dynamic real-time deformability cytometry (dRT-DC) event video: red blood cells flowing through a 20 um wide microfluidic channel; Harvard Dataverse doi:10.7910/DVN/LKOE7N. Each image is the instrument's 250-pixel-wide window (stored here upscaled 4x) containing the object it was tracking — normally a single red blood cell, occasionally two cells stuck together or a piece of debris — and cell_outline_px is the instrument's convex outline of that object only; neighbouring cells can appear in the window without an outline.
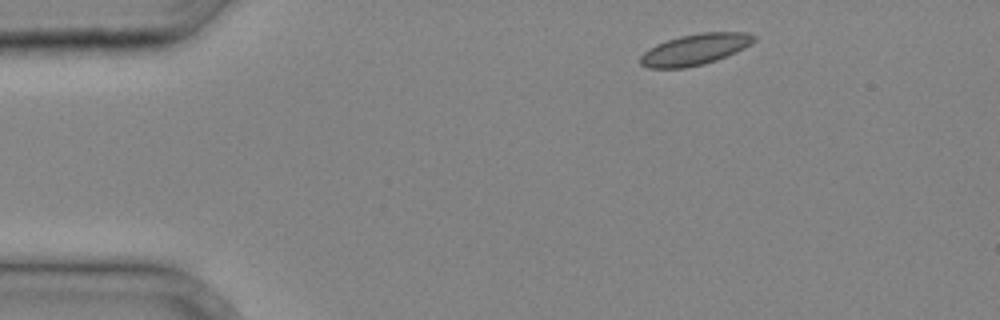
{"species": "common noctule bat (a hibernating species)", "species_latin": "Nyctalus noctula", "temperature_condition": "cold", "stored_images_in_passage": 28, "camera_frame_rate_fps": 3000, "um_per_image_px": 0.085, "animal": {"sex": "male", "body_mass_g": 20.4}, "frame": {"image": 1, "passage_image": 1, "time_ms": 0.0, "image_size_px": [1000, 320], "cell_outline_px": [[756, 40], [752, 44], [736, 52], [716, 60], [704, 64], [684, 68], [648, 68], [640, 64], [640, 56], [648, 48], [656, 44], [680, 36], [704, 32], [748, 32], [756, 36]], "centroid_in_image_um": [59.09, 4.2], "position_along_channel_um": 25.9, "area_um2": 20.63}}
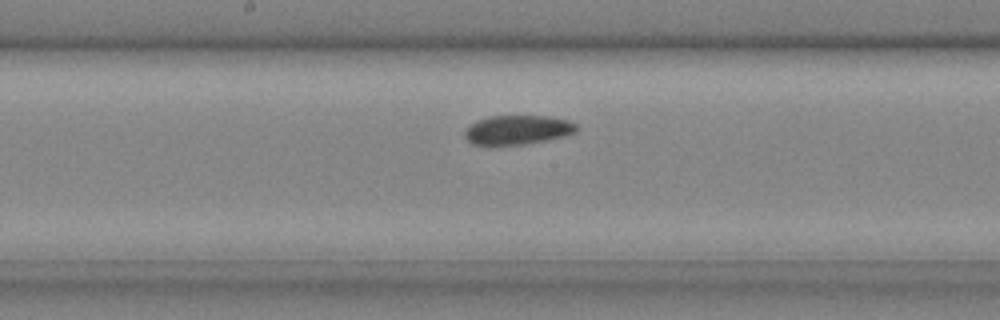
{"frame": {"image": 2, "passage_image": 15, "time_ms": 4.667, "image_size_px": [1000, 320], "cell_outline_px": [[580, 128], [576, 132], [568, 136], [524, 144], [496, 148], [472, 144], [464, 136], [464, 132], [472, 124], [488, 116], [548, 116], [568, 120], [576, 124]], "centroid_in_image_um": [44.01, 11.08], "position_along_channel_um": 204.2, "area_um2": 19.65}}
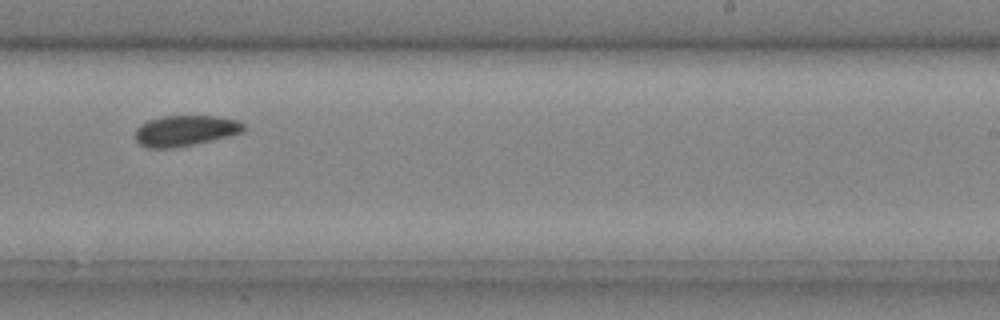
{"frame": {"image": 3, "passage_image": 19, "time_ms": 6.0, "image_size_px": [1000, 320], "cell_outline_px": [[244, 132], [196, 144], [172, 148], [148, 148], [140, 144], [136, 140], [136, 128], [140, 124], [148, 120], [160, 116], [216, 116], [236, 120], [244, 124]], "centroid_in_image_um": [15.73, 11.11], "position_along_channel_um": 273.3, "area_um2": 19.42}}